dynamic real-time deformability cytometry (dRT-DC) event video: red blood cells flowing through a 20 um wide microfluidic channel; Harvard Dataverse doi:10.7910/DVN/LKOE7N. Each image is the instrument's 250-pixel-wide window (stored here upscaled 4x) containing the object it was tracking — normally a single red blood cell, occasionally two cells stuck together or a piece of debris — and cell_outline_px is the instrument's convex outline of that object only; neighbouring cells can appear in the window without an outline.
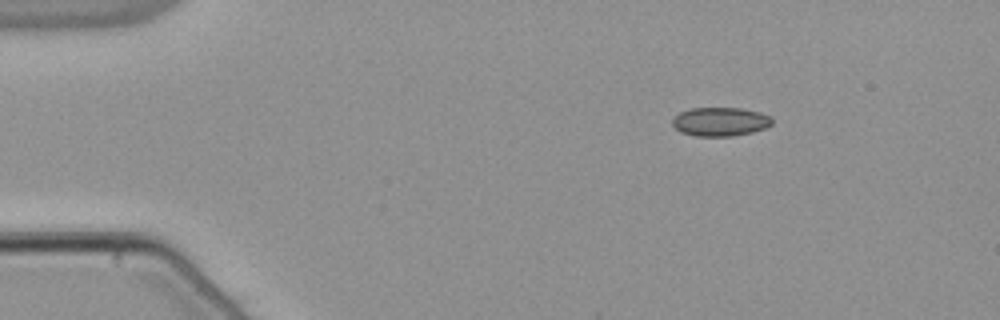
{"species": "common noctule bat (a hibernating species)", "species_latin": "Nyctalus noctula", "temperature_condition": "warm", "stored_images_in_passage": 47, "camera_frame_rate_fps": 3000, "um_per_image_px": 0.085, "animal": {"sex": "male", "body_mass_g": 21.5, "forearm_length_mm": 52.0}, "frame": {"image": 1, "passage_image": 1, "time_ms": 0.0, "image_size_px": [1000, 320], "cell_outline_px": [[772, 124], [764, 128], [752, 132], [732, 136], [696, 136], [680, 132], [672, 124], [672, 120], [680, 112], [692, 108], [740, 108], [760, 112], [772, 116]], "centroid_in_image_um": [61.23, 10.34], "position_along_channel_um": 23.8, "area_um2": 16.7}}
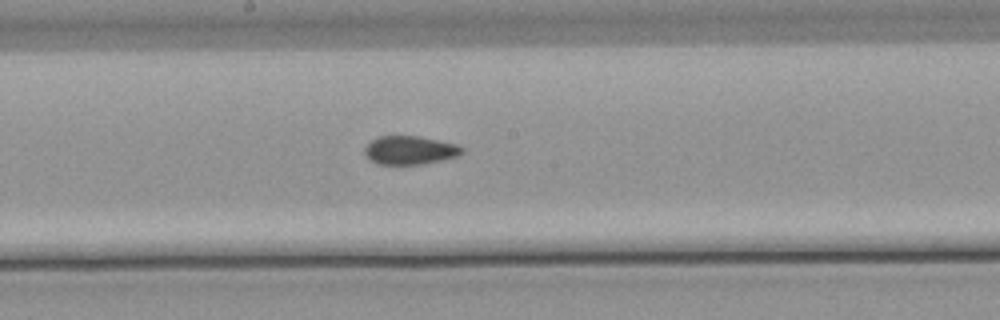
{"frame": {"image": 2, "passage_image": 22, "time_ms": 7.0, "image_size_px": [1000, 320], "cell_outline_px": [[464, 152], [460, 156], [424, 164], [376, 164], [368, 160], [364, 156], [364, 148], [376, 136], [420, 136], [456, 144], [464, 148]], "centroid_in_image_um": [34.83, 12.77], "position_along_channel_um": 213.4, "area_um2": 16.47}}
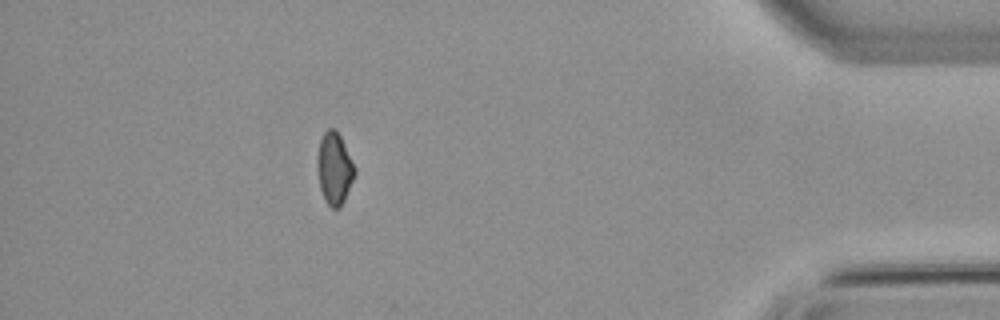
{"frame": {"image": 3, "passage_image": 41, "time_ms": 13.333, "image_size_px": [1000, 320], "cell_outline_px": [[356, 172], [344, 200], [340, 208], [332, 208], [324, 200], [320, 188], [316, 168], [316, 160], [320, 140], [324, 132], [328, 128], [336, 128], [356, 168]], "centroid_in_image_um": [28.4, 14.31], "position_along_channel_um": 406.8, "area_um2": 15.78}, "authors_computed_cell_mechanics": {"area_um2": 16.5886, "velocity_mm_per_s": 3.8337, "shape_relaxation_time_tau1_ms": null, "shape_relaxation_time_tau2_ms": 1.8659, "deformation_change_tau1": null, "deformation_change_tau2": 0.0352}}